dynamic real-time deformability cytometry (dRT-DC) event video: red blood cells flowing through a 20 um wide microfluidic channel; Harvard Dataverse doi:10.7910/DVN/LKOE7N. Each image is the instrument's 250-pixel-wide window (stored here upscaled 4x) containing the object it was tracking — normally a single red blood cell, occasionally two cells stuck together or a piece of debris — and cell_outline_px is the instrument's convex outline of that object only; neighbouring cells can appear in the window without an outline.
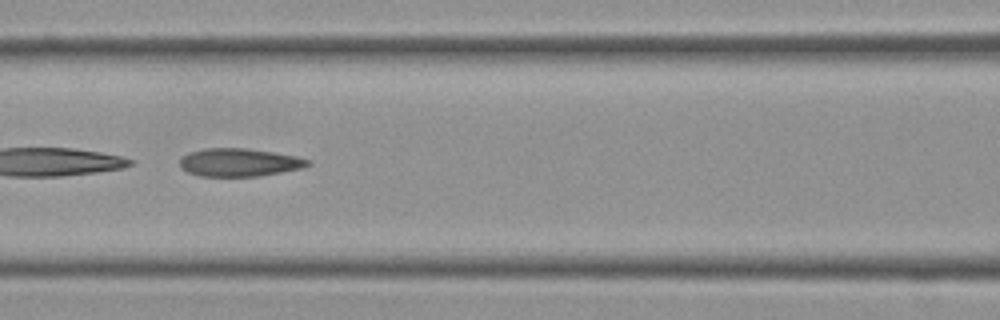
{"species": "Egyptian fruit bat (a non-hibernating species)", "species_latin": "Rousettus aegyptiacus", "temperature_condition": "cold", "stored_images_in_passage": 20, "camera_frame_rate_fps": 3000, "um_per_image_px": 0.085, "frame": {"image": 1, "passage_image": 11, "time_ms": 3.333, "image_size_px": [1000, 320], "cell_outline_px": [[312, 164], [304, 168], [256, 176], [200, 176], [188, 172], [180, 168], [180, 160], [184, 156], [192, 152], [204, 148], [244, 148], [272, 152], [296, 156], [312, 160]], "centroid_in_image_um": [20.37, 13.8], "position_along_channel_um": 146.2, "area_um2": 20.81}}